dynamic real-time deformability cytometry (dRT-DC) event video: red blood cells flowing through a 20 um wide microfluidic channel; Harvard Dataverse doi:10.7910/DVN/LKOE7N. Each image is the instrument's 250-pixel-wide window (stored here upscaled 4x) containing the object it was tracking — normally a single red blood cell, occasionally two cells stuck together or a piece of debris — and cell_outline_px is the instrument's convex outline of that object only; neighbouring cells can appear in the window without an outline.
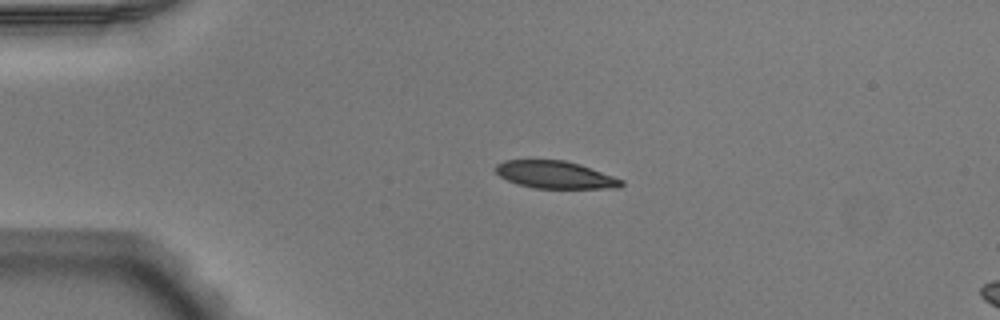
{"species": "Egyptian fruit bat (a non-hibernating species)", "species_latin": "Rousettus aegyptiacus", "temperature_condition": "warm", "stored_images_in_passage": 6, "camera_frame_rate_fps": 3000, "um_per_image_px": 0.085, "animal": {"sex": "male"}, "frame": {"image": 1, "passage_image": 1, "time_ms": 0.0, "image_size_px": [1000, 320], "cell_outline_px": [[624, 184], [620, 188], [536, 188], [520, 184], [508, 180], [500, 176], [496, 172], [496, 164], [504, 160], [564, 160], [580, 164], [624, 180]], "centroid_in_image_um": [47.22, 14.85], "position_along_channel_um": 37.8, "area_um2": 19.94}}